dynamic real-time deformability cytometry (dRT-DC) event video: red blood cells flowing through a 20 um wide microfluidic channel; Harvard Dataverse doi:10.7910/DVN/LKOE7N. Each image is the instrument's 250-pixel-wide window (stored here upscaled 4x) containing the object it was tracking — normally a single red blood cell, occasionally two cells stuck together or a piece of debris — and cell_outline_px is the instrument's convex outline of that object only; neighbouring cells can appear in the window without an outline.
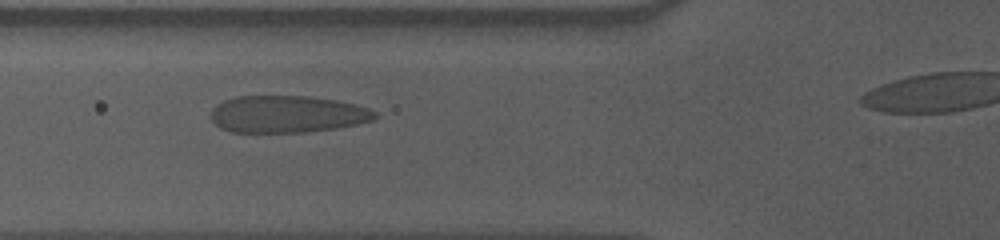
{"species": "human", "species_latin": "Homo sapiens", "temperature_condition": "cold", "stored_images_in_passage": 39, "camera_frame_rate_fps": 3000, "um_per_image_px": 0.085, "donor": {"sex": "male"}, "frame": {"image": 1, "passage_image": 10, "time_ms": 3.0, "image_size_px": [1000, 240], "cell_outline_px": [[376, 116], [372, 120], [356, 124], [336, 128], [304, 132], [232, 132], [220, 128], [208, 116], [212, 108], [216, 104], [224, 100], [236, 96], [308, 96], [336, 100], [356, 104], [368, 108], [376, 112]], "centroid_in_image_um": [24.36, 9.7], "position_along_channel_um": 101.4, "area_um2": 35.55}}
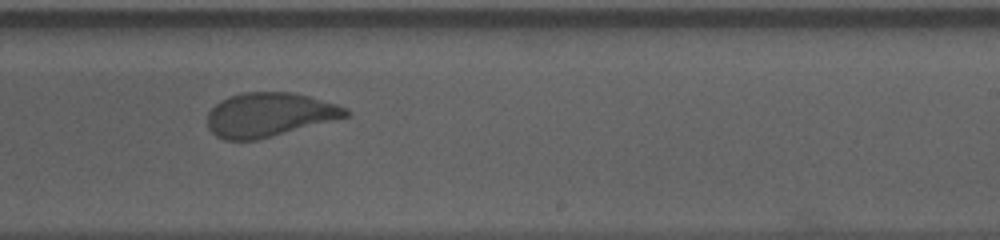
{"frame": {"image": 2, "passage_image": 24, "time_ms": 7.667, "image_size_px": [1000, 240], "cell_outline_px": [[352, 112], [348, 116], [336, 120], [256, 140], [224, 140], [216, 136], [208, 128], [208, 112], [220, 100], [228, 96], [244, 92], [292, 92], [308, 96], [336, 104], [348, 108]], "centroid_in_image_um": [22.89, 9.75], "position_along_channel_um": 266.1, "area_um2": 35.55}}
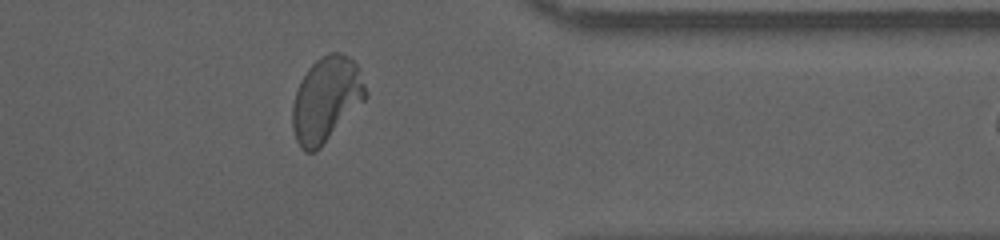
{"frame": {"image": 3, "passage_image": 35, "time_ms": 11.333, "image_size_px": [1000, 240], "cell_outline_px": [[368, 96], [320, 148], [316, 152], [304, 152], [300, 148], [296, 140], [292, 128], [292, 104], [300, 80], [308, 68], [320, 56], [328, 52], [340, 52], [348, 56], [360, 68], [368, 92]], "centroid_in_image_um": [27.72, 8.44], "position_along_channel_um": 383.7, "area_um2": 36.47}, "authors_computed_cell_mechanics": {"area_um2": 36.3562, "velocity_mm_per_s": 3.5383, "shape_relaxation_time_tau1_ms": 7.1039, "shape_relaxation_time_tau2_ms": null, "deformation_change_tau1": 0.1989, "deformation_change_tau2": null}}